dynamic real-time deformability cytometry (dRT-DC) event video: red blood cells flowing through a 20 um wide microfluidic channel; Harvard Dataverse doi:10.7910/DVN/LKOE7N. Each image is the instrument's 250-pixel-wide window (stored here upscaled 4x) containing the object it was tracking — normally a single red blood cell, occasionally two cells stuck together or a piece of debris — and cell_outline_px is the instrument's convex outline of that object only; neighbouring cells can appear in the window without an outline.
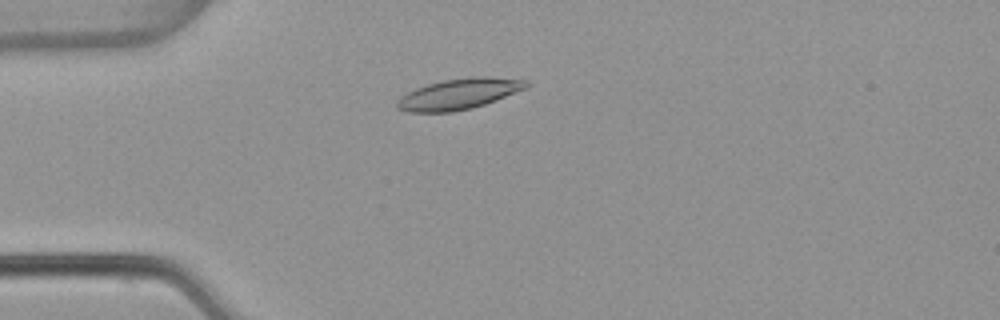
{"species": "common noctule bat (a hibernating species)", "species_latin": "Nyctalus noctula", "temperature_condition": "warm", "stored_images_in_passage": 4, "camera_frame_rate_fps": 3000, "um_per_image_px": 0.085, "animal": {"sex": "female", "body_mass_g": 22.7, "forearm_length_mm": 54.2}, "frame": {"image": 1, "passage_image": 2, "time_ms": 0.333, "image_size_px": [1000, 320], "cell_outline_px": [[528, 88], [496, 100], [472, 108], [452, 112], [408, 112], [396, 108], [396, 100], [400, 96], [416, 88], [428, 84], [444, 80], [472, 76], [484, 76], [528, 80]], "centroid_in_image_um": [39.0, 7.99], "position_along_channel_um": 46.0, "area_um2": 23.24}}
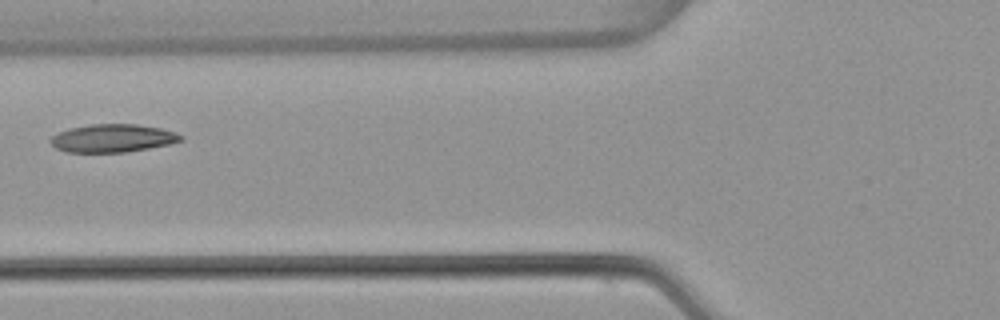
{"frame": {"image": 2, "passage_image": 4, "time_ms": 1.0, "image_size_px": [1000, 320], "cell_outline_px": [[184, 140], [168, 144], [128, 152], [68, 152], [56, 148], [48, 140], [52, 136], [60, 132], [72, 128], [92, 124], [136, 124], [160, 128], [176, 132], [184, 136]], "centroid_in_image_um": [9.61, 11.75], "position_along_channel_um": 116.2, "area_um2": 21.15}}